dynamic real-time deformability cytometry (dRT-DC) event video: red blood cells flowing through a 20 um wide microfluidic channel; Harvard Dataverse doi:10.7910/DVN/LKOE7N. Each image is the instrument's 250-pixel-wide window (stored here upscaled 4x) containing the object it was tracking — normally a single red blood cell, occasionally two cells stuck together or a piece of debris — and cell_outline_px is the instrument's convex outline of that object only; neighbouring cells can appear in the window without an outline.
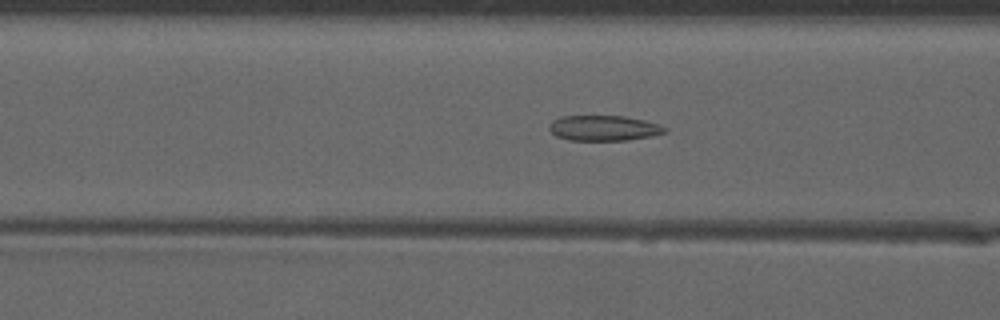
{"species": "common noctule bat (a hibernating species)", "species_latin": "Nyctalus noctula", "temperature_condition": "warm", "stored_images_in_passage": 25, "camera_frame_rate_fps": 3000, "um_per_image_px": 0.085, "animal": {"sex": "male", "forearm_length_mm": 52.5}, "frame": {"image": 1, "passage_image": 5, "time_ms": 1.333, "image_size_px": [1000, 320], "cell_outline_px": [[668, 132], [652, 136], [628, 140], [568, 140], [556, 136], [548, 128], [548, 124], [552, 120], [560, 116], [624, 116], [644, 120], [660, 124], [668, 128]], "centroid_in_image_um": [51.33, 10.88], "position_along_channel_um": 115.3, "area_um2": 17.28}}
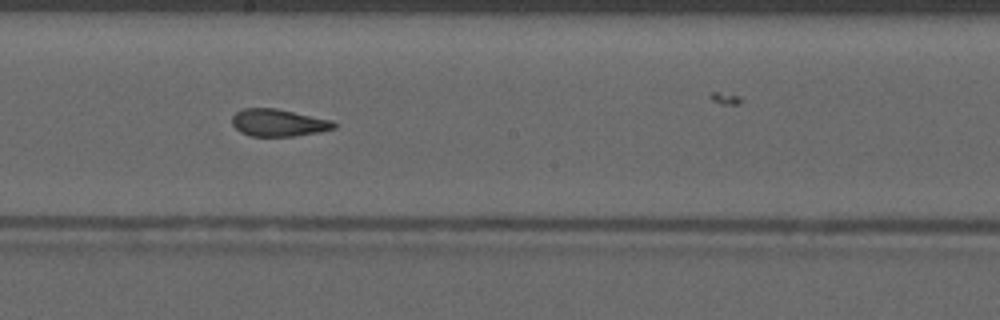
{"frame": {"image": 2, "passage_image": 13, "time_ms": 4.0, "image_size_px": [1000, 320], "cell_outline_px": [[336, 128], [296, 136], [248, 136], [240, 132], [232, 124], [232, 116], [236, 112], [244, 108], [276, 108], [332, 120], [336, 124]], "centroid_in_image_um": [23.64, 10.43], "position_along_channel_um": 224.6, "area_um2": 16.18}}
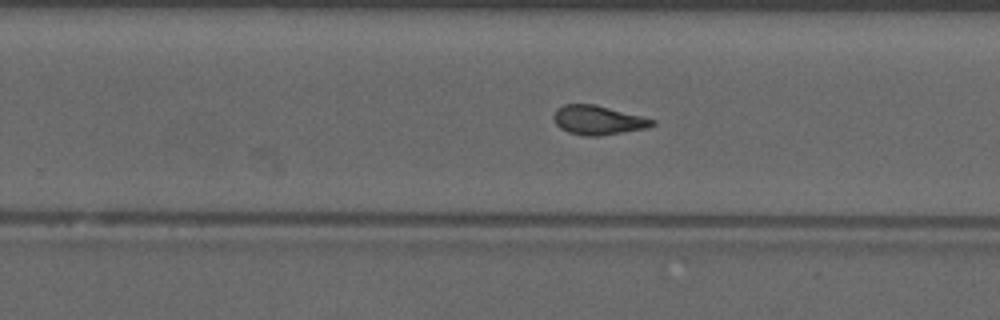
{"frame": {"image": 3, "passage_image": 17, "time_ms": 5.333, "image_size_px": [1000, 320], "cell_outline_px": [[656, 124], [648, 128], [600, 136], [584, 136], [568, 132], [560, 128], [556, 124], [552, 116], [556, 108], [564, 104], [596, 104], [656, 120]], "centroid_in_image_um": [50.82, 10.21], "position_along_channel_um": 279.0, "area_um2": 16.94}, "authors_computed_cell_mechanics": {"area_um2": 16.8198, "velocity_mm_per_s": 4.1021, "shape_relaxation_time_tau1_ms": null, "shape_relaxation_time_tau2_ms": 1.3015, "deformation_change_tau1": null, "deformation_change_tau2": 0.0701}}